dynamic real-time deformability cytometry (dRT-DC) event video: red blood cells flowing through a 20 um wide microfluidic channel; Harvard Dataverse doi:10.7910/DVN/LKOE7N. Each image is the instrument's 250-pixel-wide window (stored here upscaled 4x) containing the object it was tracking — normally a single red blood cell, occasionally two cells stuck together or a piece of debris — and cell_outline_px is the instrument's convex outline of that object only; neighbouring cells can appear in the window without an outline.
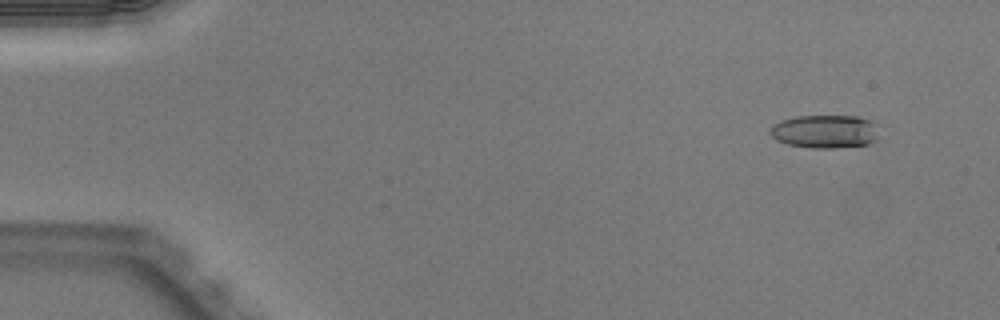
{"species": "Egyptian fruit bat (a non-hibernating species)", "species_latin": "Rousettus aegyptiacus", "temperature_condition": "warm", "stored_images_in_passage": 50, "camera_frame_rate_fps": 3000, "um_per_image_px": 0.085, "animal": {"sex": "male"}, "frame": {"image": 1, "passage_image": 4, "time_ms": 1.0, "image_size_px": [1000, 320], "cell_outline_px": [[876, 140], [868, 144], [836, 148], [812, 148], [788, 144], [776, 140], [768, 132], [780, 120], [796, 116], [856, 116], [868, 120], [872, 124]], "centroid_in_image_um": [70.05, 11.18], "position_along_channel_um": 15.0, "area_um2": 20.69}}
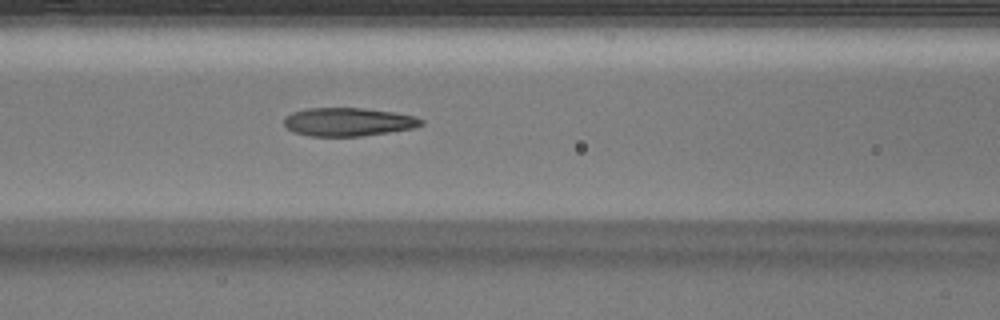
{"frame": {"image": 2, "passage_image": 22, "time_ms": 7.0, "image_size_px": [1000, 320], "cell_outline_px": [[424, 124], [412, 128], [388, 132], [360, 136], [308, 136], [292, 132], [284, 124], [284, 120], [292, 112], [304, 108], [364, 108], [392, 112], [416, 116], [424, 120]], "centroid_in_image_um": [29.59, 10.36], "position_along_channel_um": 137.0, "area_um2": 22.66}}
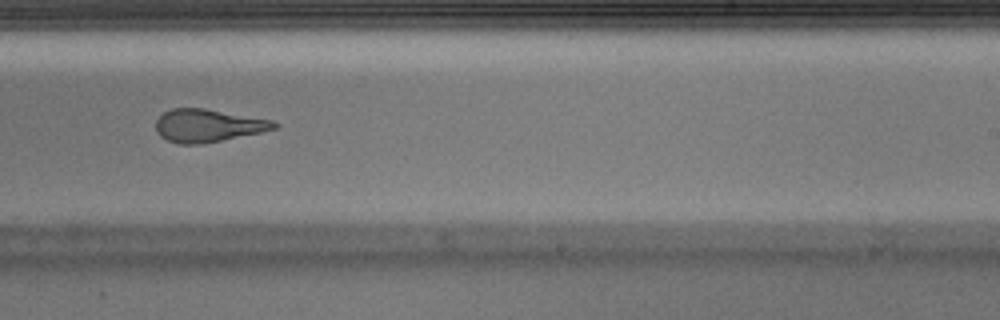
{"frame": {"image": 3, "passage_image": 32, "time_ms": 10.333, "image_size_px": [1000, 320], "cell_outline_px": [[276, 128], [260, 132], [200, 144], [180, 144], [168, 140], [160, 136], [156, 132], [156, 120], [164, 112], [172, 108], [204, 108], [272, 120], [276, 124]], "centroid_in_image_um": [17.62, 10.66], "position_along_channel_um": 271.4, "area_um2": 22.25}, "authors_computed_cell_mechanics": {"area_um2": 22.6576, "velocity_mm_per_s": 4.0383, "shape_relaxation_time_tau1_ms": null, "shape_relaxation_time_tau2_ms": 1.6325, "deformation_change_tau1": null, "deformation_change_tau2": 0.1107}}